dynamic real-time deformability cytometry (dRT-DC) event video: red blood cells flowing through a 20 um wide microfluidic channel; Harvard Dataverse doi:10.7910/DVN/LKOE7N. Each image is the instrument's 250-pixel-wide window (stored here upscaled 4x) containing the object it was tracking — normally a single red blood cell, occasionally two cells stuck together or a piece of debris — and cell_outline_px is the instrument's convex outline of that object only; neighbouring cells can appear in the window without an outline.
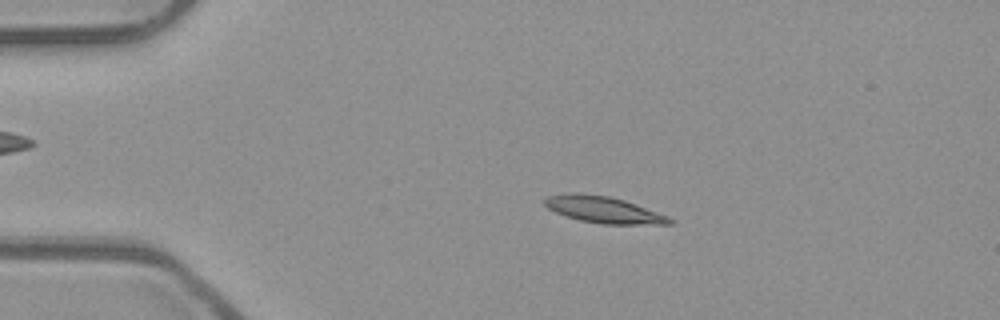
{"species": "common noctule bat (a hibernating species)", "species_latin": "Nyctalus noctula", "temperature_condition": "room temperature", "stored_images_in_passage": 50, "camera_frame_rate_fps": 3000, "um_per_image_px": 0.085, "animal": {"sex": "male", "body_mass_g": 23.1, "forearm_length_mm": 52.7}, "frame": {"image": 1, "passage_image": 8, "time_ms": 2.333, "image_size_px": [1000, 320], "cell_outline_px": [[676, 220], [672, 224], [600, 224], [580, 220], [556, 212], [548, 208], [544, 204], [544, 200], [548, 196], [564, 192], [580, 192], [608, 196], [624, 200], [636, 204], [668, 216]], "centroid_in_image_um": [51.3, 17.81], "position_along_channel_um": 33.7, "area_um2": 19.42}}
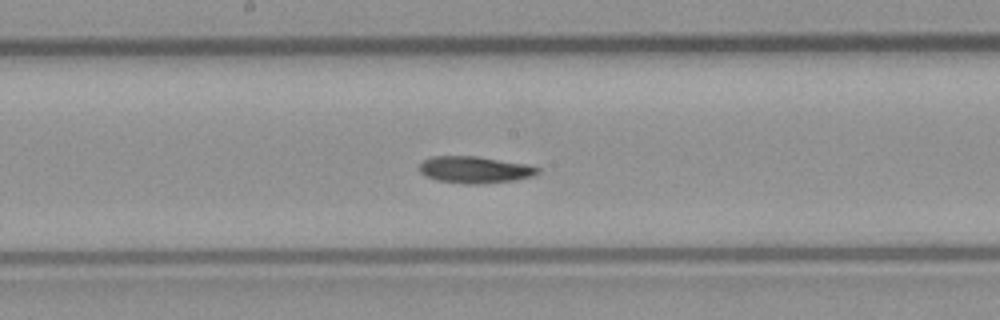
{"frame": {"image": 2, "passage_image": 25, "time_ms": 8.0, "image_size_px": [1000, 320], "cell_outline_px": [[540, 172], [532, 176], [516, 180], [480, 184], [464, 184], [436, 180], [424, 176], [420, 172], [420, 164], [424, 160], [432, 156], [476, 156], [528, 164], [540, 168]], "centroid_in_image_um": [40.36, 14.43], "position_along_channel_um": 207.8, "area_um2": 18.61}}
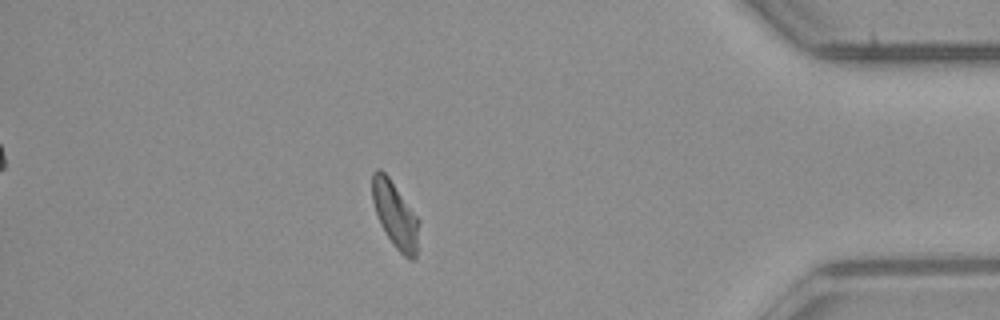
{"frame": {"image": 3, "passage_image": 43, "time_ms": 14.0, "image_size_px": [1000, 320], "cell_outline_px": [[420, 220], [416, 256], [412, 260], [408, 260], [392, 244], [380, 224], [372, 200], [372, 172], [376, 168], [380, 168], [388, 176]], "centroid_in_image_um": [33.59, 18.26], "position_along_channel_um": 401.6, "area_um2": 18.03}, "authors_computed_cell_mechanics": {"area_um2": 18.3226, "velocity_mm_per_s": 3.9198, "shape_relaxation_time_tau1_ms": 5.752, "shape_relaxation_time_tau2_ms": null, "deformation_change_tau1": 0.17, "deformation_change_tau2": null}}